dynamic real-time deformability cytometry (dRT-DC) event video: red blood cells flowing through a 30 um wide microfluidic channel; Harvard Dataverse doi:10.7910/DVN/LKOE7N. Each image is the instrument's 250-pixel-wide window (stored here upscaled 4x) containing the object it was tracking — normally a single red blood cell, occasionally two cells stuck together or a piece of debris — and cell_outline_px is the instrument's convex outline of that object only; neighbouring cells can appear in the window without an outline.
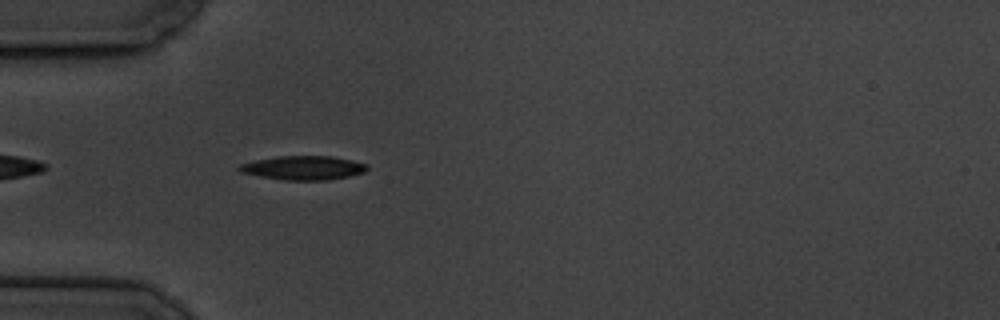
{"species": "common noctule bat (a hibernating species)", "species_latin": "Nyctalus noctula", "temperature_condition": "cold", "stored_images_in_passage": 43, "camera_frame_rate_fps": 3000, "um_per_image_px": 0.085, "animal": {"sex": "male", "body_mass_g": 19.5, "forearm_length_mm": 54.6}, "frame": {"image": 1, "passage_image": 3, "time_ms": 0.667, "image_size_px": [1000, 320], "cell_outline_px": [[368, 168], [364, 172], [348, 176], [324, 180], [284, 180], [260, 176], [240, 172], [236, 168], [240, 164], [256, 160], [276, 156], [332, 156], [352, 160], [368, 164]], "centroid_in_image_um": [25.77, 14.26], "position_along_channel_um": 59.2, "area_um2": 17.8}}
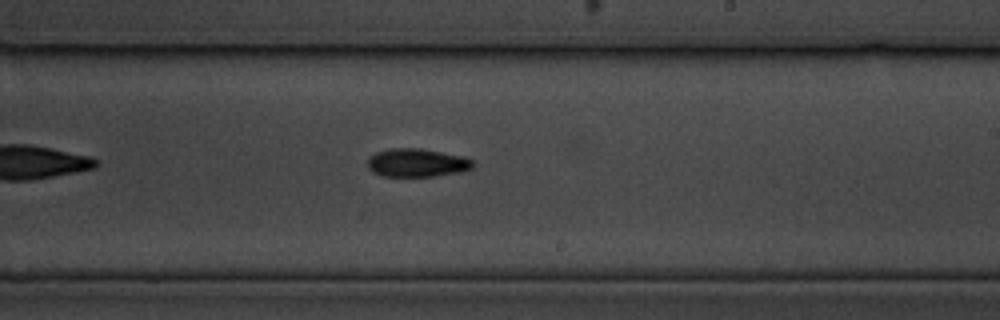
{"frame": {"image": 2, "passage_image": 20, "time_ms": 6.333, "image_size_px": [1000, 320], "cell_outline_px": [[476, 164], [472, 168], [460, 172], [432, 176], [380, 176], [372, 172], [368, 168], [368, 156], [376, 152], [388, 148], [420, 148], [464, 156], [472, 160]], "centroid_in_image_um": [35.42, 13.83], "position_along_channel_um": 253.6, "area_um2": 17.57}}
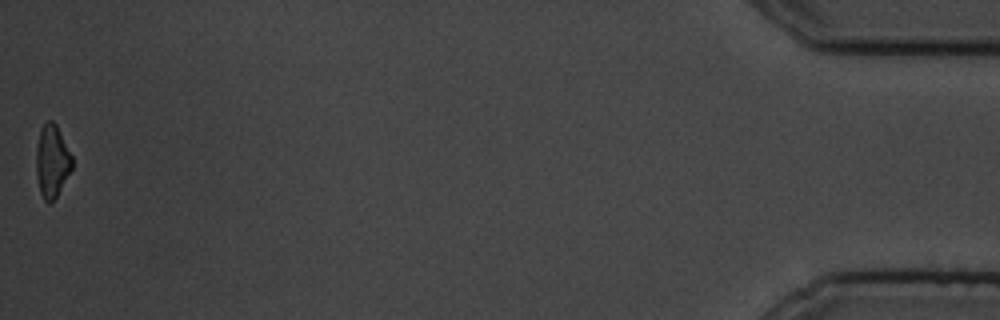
{"frame": {"image": 3, "passage_image": 43, "time_ms": 14.0, "image_size_px": [1000, 320], "cell_outline_px": [[72, 168], [56, 196], [48, 204], [44, 200], [40, 192], [36, 176], [36, 148], [40, 128], [48, 120], [52, 120], [56, 124], [72, 156]], "centroid_in_image_um": [4.4, 13.68], "position_along_channel_um": 430.8, "area_um2": 15.09}, "authors_computed_cell_mechanics": {"area_um2": 16.9932, "velocity_mm_per_s": 3.5075, "shape_relaxation_time_tau1_ms": 2.3079, "shape_relaxation_time_tau2_ms": null, "deformation_change_tau1": 0.1099, "deformation_change_tau2": null}}